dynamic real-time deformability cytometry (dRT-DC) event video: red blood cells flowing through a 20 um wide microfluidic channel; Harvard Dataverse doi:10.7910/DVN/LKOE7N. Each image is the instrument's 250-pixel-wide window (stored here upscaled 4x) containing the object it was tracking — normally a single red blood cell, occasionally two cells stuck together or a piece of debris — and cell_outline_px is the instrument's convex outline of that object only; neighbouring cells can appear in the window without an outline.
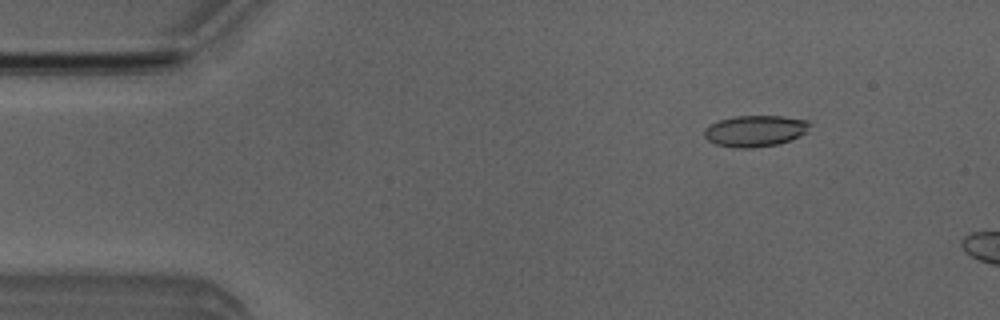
{"species": "Egyptian fruit bat (a non-hibernating species)", "species_latin": "Rousettus aegyptiacus", "temperature_condition": "room temperature", "stored_images_in_passage": 11, "camera_frame_rate_fps": 3000, "um_per_image_px": 0.085, "animal": {"sex": "male"}, "frame": {"image": 1, "passage_image": 7, "time_ms": 2.0, "image_size_px": [1000, 320], "cell_outline_px": [[808, 132], [792, 140], [776, 144], [752, 148], [736, 148], [716, 144], [708, 140], [704, 136], [704, 128], [720, 120], [736, 116], [784, 116], [808, 120]], "centroid_in_image_um": [64.2, 11.13], "position_along_channel_um": 20.8, "area_um2": 19.19}}